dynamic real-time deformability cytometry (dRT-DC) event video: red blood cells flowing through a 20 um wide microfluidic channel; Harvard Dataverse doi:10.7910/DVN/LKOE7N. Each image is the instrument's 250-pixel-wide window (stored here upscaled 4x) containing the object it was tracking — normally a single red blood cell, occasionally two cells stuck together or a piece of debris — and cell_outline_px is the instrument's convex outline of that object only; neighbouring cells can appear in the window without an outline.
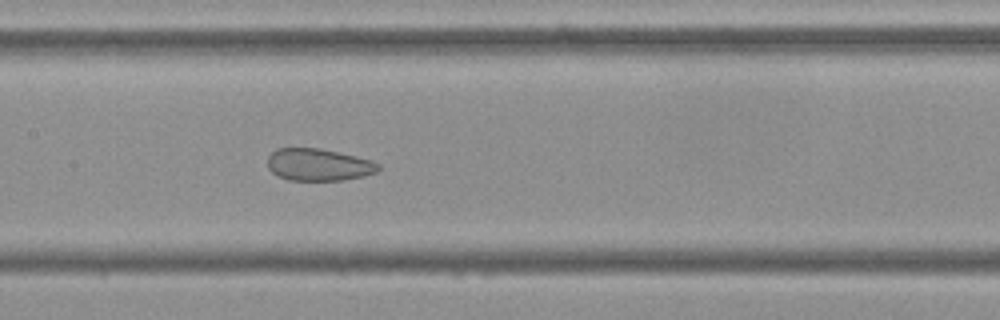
{"species": "Egyptian fruit bat (a non-hibernating species)", "species_latin": "Rousettus aegyptiacus", "temperature_condition": "cold", "stored_images_in_passage": 54, "segment_of_instrument_passage": [2, 2], "camera_frame_rate_fps": 3000, "um_per_image_px": 0.085, "frame": {"image": 1, "passage_image": 26, "time_ms": 8.333, "image_size_px": [1000, 320], "cell_outline_px": [[380, 168], [376, 172], [364, 176], [344, 180], [288, 180], [276, 176], [268, 168], [268, 156], [276, 148], [320, 148], [372, 160], [380, 164]], "centroid_in_image_um": [27.07, 14.0], "position_along_channel_um": 180.3, "area_um2": 20.87}}
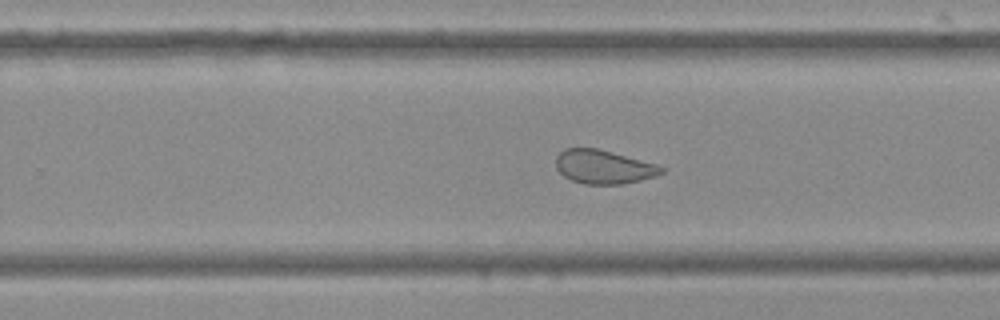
{"frame": {"image": 2, "passage_image": 34, "time_ms": 11.0, "image_size_px": [1000, 320], "cell_outline_px": [[664, 172], [656, 176], [640, 180], [620, 184], [584, 184], [572, 180], [564, 176], [556, 168], [556, 156], [564, 148], [596, 148], [656, 164], [664, 168]], "centroid_in_image_um": [51.28, 14.18], "position_along_channel_um": 278.5, "area_um2": 20.58}}
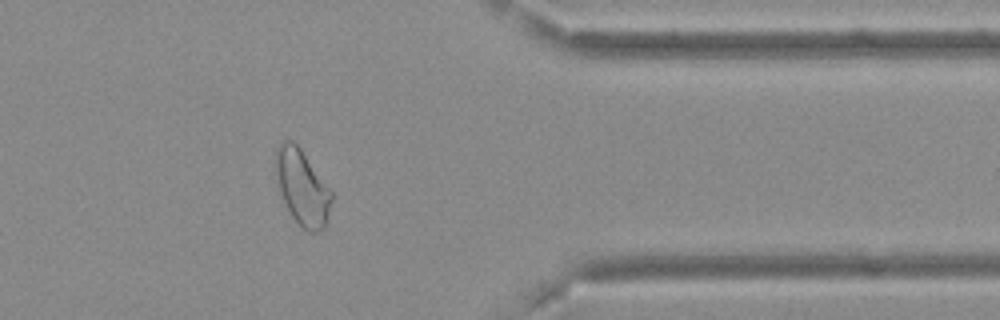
{"frame": {"image": 3, "passage_image": 44, "time_ms": 14.333, "image_size_px": [1000, 320], "cell_outline_px": [[332, 200], [324, 228], [316, 232], [308, 232], [292, 216], [284, 200], [276, 180], [276, 148], [280, 140], [292, 140], [300, 148], [332, 192]], "centroid_in_image_um": [25.68, 15.9], "position_along_channel_um": 385.7, "area_um2": 24.04}}